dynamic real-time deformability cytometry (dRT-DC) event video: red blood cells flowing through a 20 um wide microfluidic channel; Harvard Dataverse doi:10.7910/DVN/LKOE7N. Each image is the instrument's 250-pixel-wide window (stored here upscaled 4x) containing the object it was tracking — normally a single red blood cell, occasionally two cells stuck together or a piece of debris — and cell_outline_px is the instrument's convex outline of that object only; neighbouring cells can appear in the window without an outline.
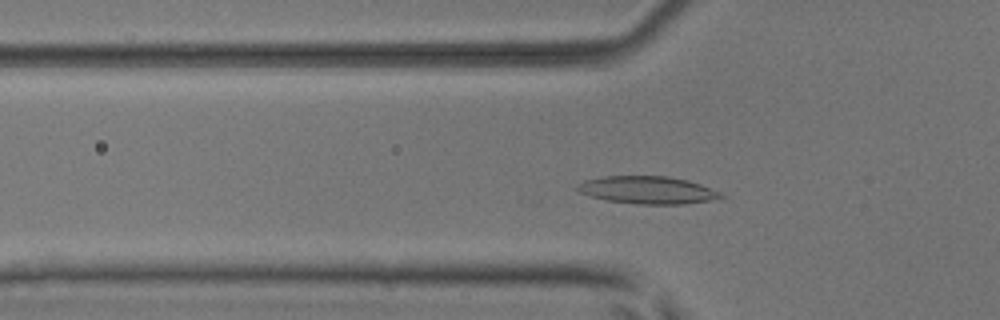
{"species": "common noctule bat (a hibernating species)", "species_latin": "Nyctalus noctula", "temperature_condition": "room temperature", "stored_images_in_passage": 49, "camera_frame_rate_fps": 3000, "um_per_image_px": 0.085, "animal": {"sex": "male", "body_mass_g": 17.9, "forearm_length_mm": 54.2}, "frame": {"image": 1, "passage_image": 14, "time_ms": 4.333, "image_size_px": [1000, 320], "cell_outline_px": [[728, 196], [720, 200], [688, 204], [636, 204], [608, 200], [592, 196], [580, 192], [572, 188], [576, 184], [584, 180], [604, 176], [668, 176], [688, 180], [700, 184], [720, 192]], "centroid_in_image_um": [55.1, 16.16], "position_along_channel_um": 70.7, "area_um2": 23.47}}
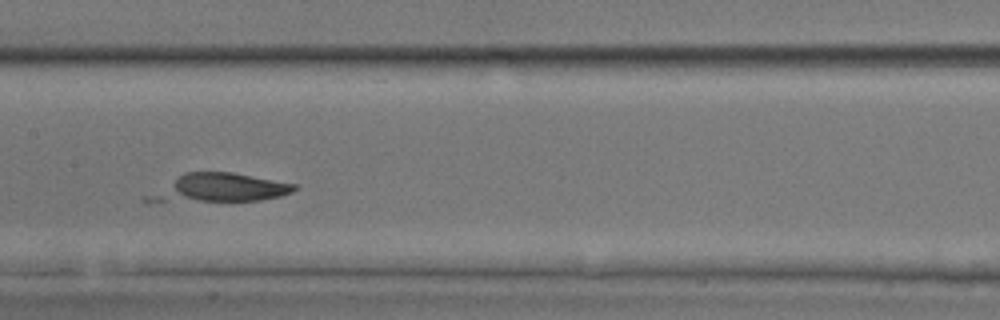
{"frame": {"image": 2, "passage_image": 23, "time_ms": 7.333, "image_size_px": [1000, 320], "cell_outline_px": [[296, 188], [292, 192], [280, 196], [260, 200], [144, 204], [140, 200], [144, 196], [184, 172], [232, 172], [296, 184]], "centroid_in_image_um": [18.44, 16.03], "position_along_channel_um": 189.0, "area_um2": 25.2}}
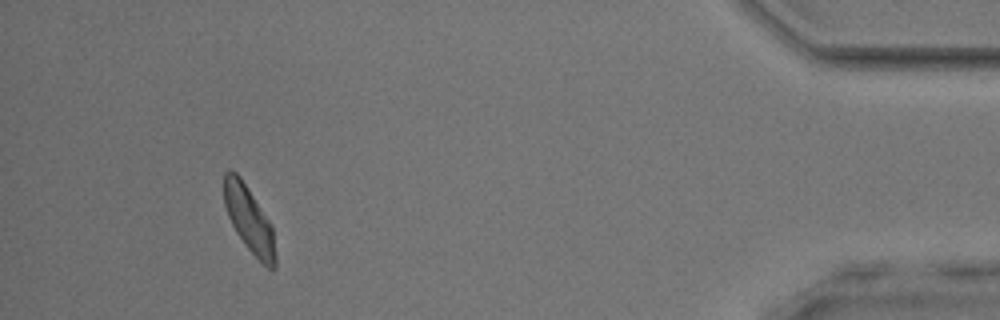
{"frame": {"image": 3, "passage_image": 45, "time_ms": 14.667, "image_size_px": [1000, 320], "cell_outline_px": [[276, 268], [268, 268], [244, 244], [236, 232], [228, 216], [224, 204], [224, 172], [228, 168], [236, 172], [240, 176], [272, 224], [276, 256]], "centroid_in_image_um": [21.17, 18.62], "position_along_channel_um": 414.0, "area_um2": 19.71}}